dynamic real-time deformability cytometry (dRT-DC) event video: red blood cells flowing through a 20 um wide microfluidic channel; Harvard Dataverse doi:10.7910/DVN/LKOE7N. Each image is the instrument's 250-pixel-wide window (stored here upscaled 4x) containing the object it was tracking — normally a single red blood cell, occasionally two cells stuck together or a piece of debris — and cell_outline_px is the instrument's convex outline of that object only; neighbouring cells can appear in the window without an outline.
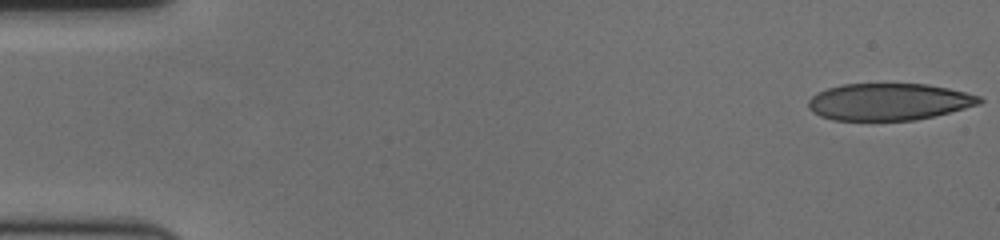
{"species": "human", "species_latin": "Homo sapiens", "temperature_condition": "cold", "stored_images_in_passage": 55, "camera_frame_rate_fps": 3000, "um_per_image_px": 0.085, "donor": {"sex": "female"}, "frame": {"image": 1, "passage_image": 1, "time_ms": 0.0, "image_size_px": [1000, 240], "cell_outline_px": [[984, 100], [980, 104], [916, 120], [832, 120], [820, 116], [812, 112], [808, 108], [808, 100], [816, 92], [840, 84], [928, 84], [948, 88], [980, 96]], "centroid_in_image_um": [75.51, 8.65], "position_along_channel_um": 9.5, "area_um2": 36.82}}
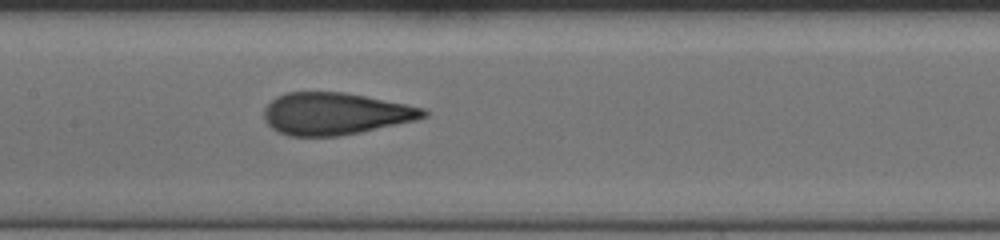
{"frame": {"image": 2, "passage_image": 28, "time_ms": 9.0, "image_size_px": [1000, 240], "cell_outline_px": [[428, 116], [416, 120], [360, 132], [340, 136], [288, 136], [276, 132], [264, 120], [264, 108], [276, 96], [284, 92], [344, 92], [424, 108], [428, 112]], "centroid_in_image_um": [28.45, 9.67], "position_along_channel_um": 178.9, "area_um2": 39.07}}
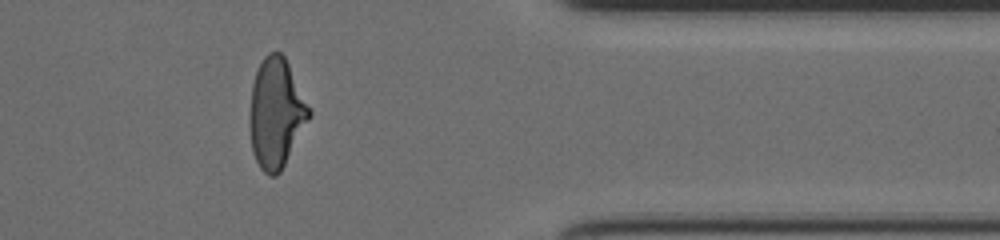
{"frame": {"image": 3, "passage_image": 47, "time_ms": 15.333, "image_size_px": [1000, 240], "cell_outline_px": [[312, 116], [280, 172], [276, 176], [268, 176], [260, 168], [252, 152], [252, 84], [256, 72], [264, 56], [268, 52], [280, 52], [284, 56], [312, 112]], "centroid_in_image_um": [23.51, 9.64], "position_along_channel_um": 387.9, "area_um2": 37.11}, "authors_computed_cell_mechanics": {"area_um2": 39.2462, "velocity_mm_per_s": 3.5878, "shape_relaxation_time_tau1_ms": 5.0968, "shape_relaxation_time_tau2_ms": 0.8575, "deformation_change_tau1": 0.1893, "deformation_change_tau2": 0.0721}}